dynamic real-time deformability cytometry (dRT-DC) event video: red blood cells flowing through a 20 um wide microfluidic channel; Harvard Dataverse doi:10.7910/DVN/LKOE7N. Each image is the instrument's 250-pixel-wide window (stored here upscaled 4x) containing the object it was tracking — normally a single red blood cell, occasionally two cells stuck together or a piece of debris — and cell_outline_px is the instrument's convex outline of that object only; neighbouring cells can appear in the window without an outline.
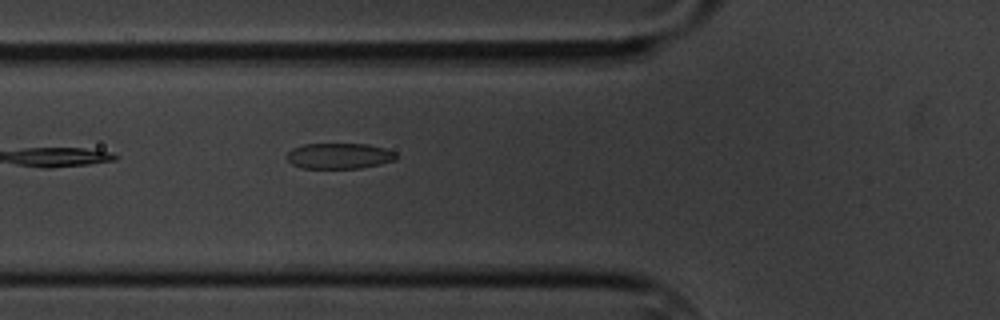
{"species": "common noctule bat (a hibernating species)", "species_latin": "Nyctalus noctula", "temperature_condition": "cold", "stored_images_in_passage": 3, "camera_frame_rate_fps": 3000, "um_per_image_px": 0.085, "animal": {"sex": "male", "body_mass_g": 20.1, "forearm_length_mm": 53.5}, "frame": {"image": 1, "passage_image": 3, "time_ms": 2.333, "image_size_px": [1000, 320], "cell_outline_px": [[396, 160], [380, 164], [360, 168], [300, 168], [292, 164], [288, 160], [288, 152], [292, 148], [304, 144], [368, 144], [384, 148], [396, 152]], "centroid_in_image_um": [28.84, 13.25], "position_along_channel_um": 97.0, "area_um2": 16.36}}